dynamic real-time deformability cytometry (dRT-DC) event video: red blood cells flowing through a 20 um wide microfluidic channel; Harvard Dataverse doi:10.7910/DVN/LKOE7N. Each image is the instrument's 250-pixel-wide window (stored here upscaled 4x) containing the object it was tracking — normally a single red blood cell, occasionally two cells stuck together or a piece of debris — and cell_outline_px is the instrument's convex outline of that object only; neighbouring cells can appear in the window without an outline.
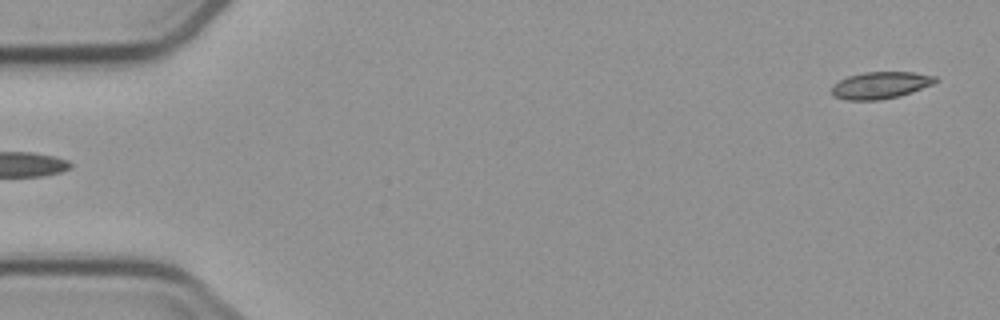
{"species": "common noctule bat (a hibernating species)", "species_latin": "Nyctalus noctula", "temperature_condition": "cold", "stored_images_in_passage": 5, "segment_of_instrument_passage": [2, 2], "camera_frame_rate_fps": 3000, "um_per_image_px": 0.085, "animal": {"sex": "male", "body_mass_g": 23.1, "forearm_length_mm": 52.7}, "frame": {"image": 1, "passage_image": 5, "time_ms": 5.0, "image_size_px": [1000, 320], "cell_outline_px": [[940, 80], [932, 84], [912, 92], [900, 96], [880, 100], [848, 100], [836, 96], [832, 92], [832, 84], [848, 76], [864, 72], [912, 72], [936, 76]], "centroid_in_image_um": [74.87, 7.24], "position_along_channel_um": 10.1, "area_um2": 16.24}}